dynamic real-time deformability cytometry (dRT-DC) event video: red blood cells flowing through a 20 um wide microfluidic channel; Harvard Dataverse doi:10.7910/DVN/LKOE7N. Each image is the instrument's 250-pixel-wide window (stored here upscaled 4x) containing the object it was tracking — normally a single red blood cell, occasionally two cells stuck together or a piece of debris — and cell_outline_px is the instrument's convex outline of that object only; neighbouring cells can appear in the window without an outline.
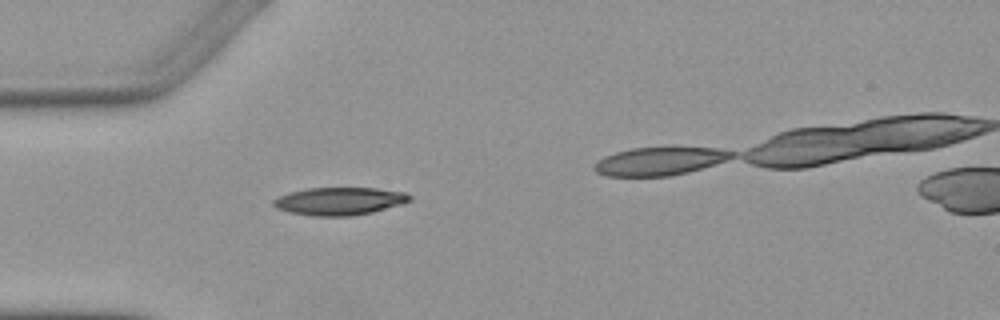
{"species": "Egyptian fruit bat (a non-hibernating species)", "species_latin": "Rousettus aegyptiacus", "temperature_condition": "warm", "stored_images_in_passage": 2, "camera_frame_rate_fps": 3000, "um_per_image_px": 0.085, "animal": {"sex": "female"}, "frame": {"image": 1, "passage_image": 1, "time_ms": 0.0, "image_size_px": [1000, 320], "cell_outline_px": [[412, 200], [400, 204], [372, 212], [352, 216], [312, 216], [288, 212], [276, 208], [272, 204], [272, 200], [280, 196], [292, 192], [308, 188], [376, 188], [404, 192], [412, 196]], "centroid_in_image_um": [28.84, 17.1], "position_along_channel_um": 56.2, "area_um2": 21.96}}